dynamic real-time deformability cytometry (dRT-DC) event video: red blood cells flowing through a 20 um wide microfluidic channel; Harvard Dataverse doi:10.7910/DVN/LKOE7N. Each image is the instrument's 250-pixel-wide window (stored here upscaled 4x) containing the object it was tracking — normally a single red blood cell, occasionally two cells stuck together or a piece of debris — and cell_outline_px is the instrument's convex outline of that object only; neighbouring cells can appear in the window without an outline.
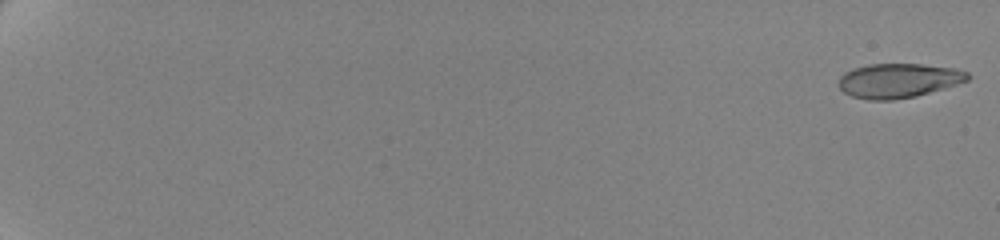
{"species": "human", "species_latin": "Homo sapiens", "temperature_condition": "cold", "stored_images_in_passage": 61, "camera_frame_rate_fps": 3000, "um_per_image_px": 0.085, "donor": {"sex": "female"}, "frame": {"image": 1, "passage_image": 1, "time_ms": 0.0, "image_size_px": [1000, 240], "cell_outline_px": [[972, 76], [968, 80], [956, 84], [916, 96], [892, 100], [868, 100], [852, 96], [844, 92], [836, 84], [840, 76], [844, 72], [852, 68], [868, 64], [920, 64], [956, 68], [968, 72]], "centroid_in_image_um": [76.33, 6.84], "position_along_channel_um": 8.7, "area_um2": 26.01}}
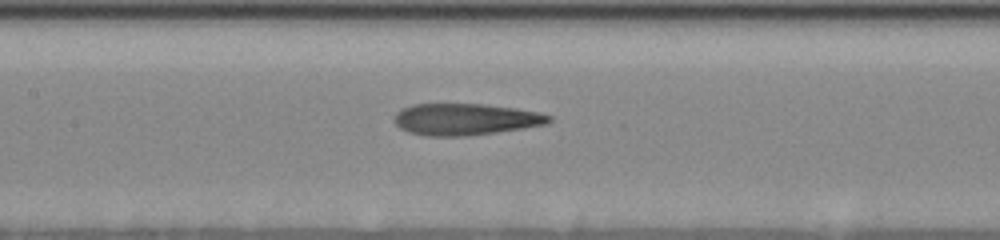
{"frame": {"image": 2, "passage_image": 34, "time_ms": 11.0, "image_size_px": [1000, 240], "cell_outline_px": [[552, 120], [548, 124], [524, 128], [496, 132], [464, 136], [428, 136], [408, 132], [400, 128], [392, 120], [396, 112], [400, 108], [412, 104], [484, 104], [516, 108], [540, 112], [552, 116]], "centroid_in_image_um": [39.55, 10.13], "position_along_channel_um": 167.8, "area_um2": 28.78}}
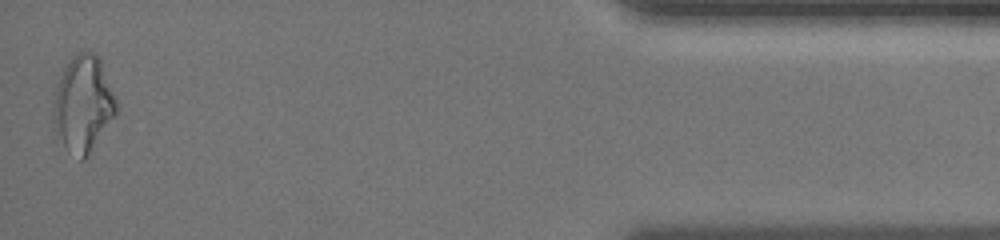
{"frame": {"image": 3, "passage_image": 61, "time_ms": 20.0, "image_size_px": [1000, 240], "cell_outline_px": [[120, 108], [88, 156], [84, 160], [80, 160], [64, 144], [56, 132], [52, 112], [56, 88], [60, 76], [68, 60], [76, 52], [92, 52], [100, 60], [116, 96]], "centroid_in_image_um": [7.09, 8.82], "position_along_channel_um": 428.1, "area_um2": 35.14}, "authors_computed_cell_mechanics": {"area_um2": 28.2064, "velocity_mm_per_s": 3.5193, "shape_relaxation_time_tau1_ms": 8.2923, "shape_relaxation_time_tau2_ms": 1.9066, "deformation_change_tau1": 0.2504, "deformation_change_tau2": 0.1084}}